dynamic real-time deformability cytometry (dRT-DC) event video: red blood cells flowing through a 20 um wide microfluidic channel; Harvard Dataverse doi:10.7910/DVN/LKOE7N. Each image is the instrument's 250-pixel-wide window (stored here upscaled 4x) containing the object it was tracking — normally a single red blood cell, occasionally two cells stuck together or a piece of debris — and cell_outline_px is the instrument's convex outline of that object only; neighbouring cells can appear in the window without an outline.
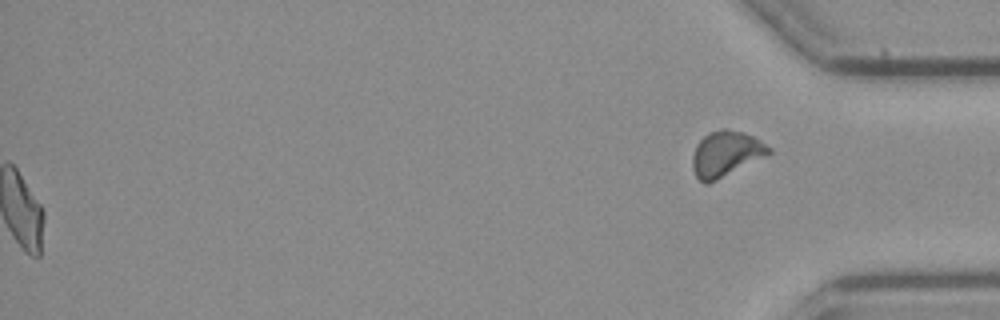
{"species": "common noctule bat (a hibernating species)", "species_latin": "Nyctalus noctula", "temperature_condition": "cold", "stored_images_in_passage": 41, "segment_of_instrument_passage": [2, 2], "camera_frame_rate_fps": 3000, "um_per_image_px": 0.085, "animal": {"sex": "female", "body_mass_g": 21.9}, "frame": {"image": 1, "passage_image": 41, "time_ms": 13.333, "image_size_px": [1000, 320], "cell_outline_px": [[772, 152], [708, 184], [704, 184], [696, 176], [692, 168], [692, 156], [696, 144], [708, 132], [720, 128], [728, 128], [744, 132], [760, 140], [772, 148]], "centroid_in_image_um": [61.67, 13.04], "position_along_channel_um": 373.5, "area_um2": 20.17}}